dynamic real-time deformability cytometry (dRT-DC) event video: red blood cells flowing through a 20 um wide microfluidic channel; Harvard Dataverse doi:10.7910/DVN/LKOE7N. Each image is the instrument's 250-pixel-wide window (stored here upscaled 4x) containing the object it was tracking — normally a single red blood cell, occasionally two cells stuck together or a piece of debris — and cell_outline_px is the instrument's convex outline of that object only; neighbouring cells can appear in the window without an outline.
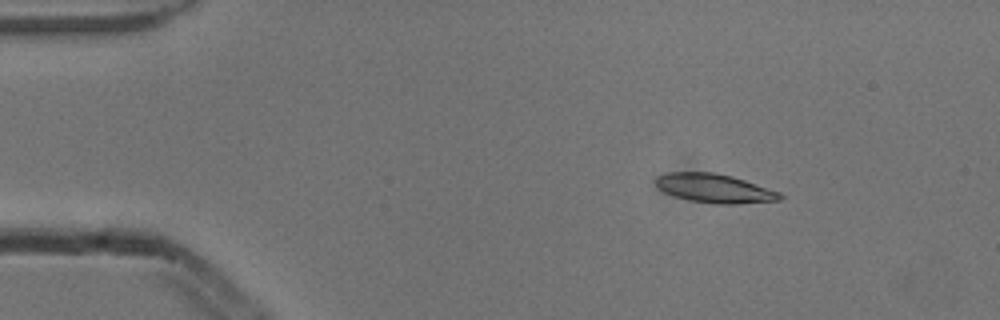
{"species": "common noctule bat (a hibernating species)", "species_latin": "Nyctalus noctula", "temperature_condition": "cold", "stored_images_in_passage": 4, "camera_frame_rate_fps": 3000, "um_per_image_px": 0.085, "animal": {"sex": "male", "body_mass_g": 13.3}, "frame": {"image": 1, "passage_image": 2, "time_ms": 0.333, "image_size_px": [1000, 320], "cell_outline_px": [[784, 196], [780, 200], [736, 204], [716, 204], [692, 200], [676, 196], [664, 192], [656, 184], [656, 176], [668, 172], [712, 172], [732, 176], [780, 192]], "centroid_in_image_um": [60.75, 16.0], "position_along_channel_um": 24.3, "area_um2": 20.69}}